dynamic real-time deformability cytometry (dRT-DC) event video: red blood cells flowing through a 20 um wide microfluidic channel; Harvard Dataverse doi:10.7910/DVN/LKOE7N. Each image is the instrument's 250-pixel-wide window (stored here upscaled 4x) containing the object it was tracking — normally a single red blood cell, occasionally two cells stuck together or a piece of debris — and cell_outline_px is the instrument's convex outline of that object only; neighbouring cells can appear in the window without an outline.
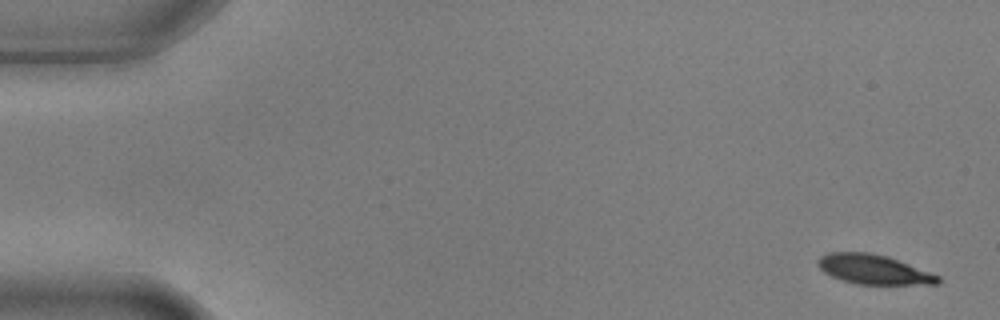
{"species": "common noctule bat (a hibernating species)", "species_latin": "Nyctalus noctula", "temperature_condition": "warm", "stored_images_in_passage": 4, "camera_frame_rate_fps": 3000, "um_per_image_px": 0.085, "animal": {"sex": "male", "body_mass_g": 17.9, "forearm_length_mm": 54.2}, "frame": {"image": 1, "passage_image": 1, "time_ms": 0.0, "image_size_px": [1000, 320], "cell_outline_px": [[940, 284], [856, 284], [832, 276], [824, 272], [816, 264], [816, 260], [820, 256], [828, 252], [868, 252], [888, 256], [940, 276]], "centroid_in_image_um": [74.23, 22.89], "position_along_channel_um": 10.8, "area_um2": 20.63}}